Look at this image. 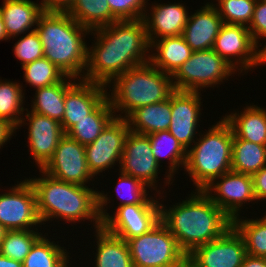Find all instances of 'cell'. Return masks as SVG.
Here are the masks:
<instances>
[{"mask_svg":"<svg viewBox=\"0 0 266 267\" xmlns=\"http://www.w3.org/2000/svg\"><path fill=\"white\" fill-rule=\"evenodd\" d=\"M246 255L243 237L232 226L221 237L187 256L194 267H240Z\"/></svg>","mask_w":266,"mask_h":267,"instance_id":"cell-16","label":"cell"},{"mask_svg":"<svg viewBox=\"0 0 266 267\" xmlns=\"http://www.w3.org/2000/svg\"><path fill=\"white\" fill-rule=\"evenodd\" d=\"M3 40L7 41L10 39L8 38L6 29H5V25H4V21H3V17H2L1 11H0V41H3Z\"/></svg>","mask_w":266,"mask_h":267,"instance_id":"cell-47","label":"cell"},{"mask_svg":"<svg viewBox=\"0 0 266 267\" xmlns=\"http://www.w3.org/2000/svg\"><path fill=\"white\" fill-rule=\"evenodd\" d=\"M244 218V216L234 218L232 226L243 237L246 254L266 257V217Z\"/></svg>","mask_w":266,"mask_h":267,"instance_id":"cell-33","label":"cell"},{"mask_svg":"<svg viewBox=\"0 0 266 267\" xmlns=\"http://www.w3.org/2000/svg\"><path fill=\"white\" fill-rule=\"evenodd\" d=\"M160 167L162 165L158 164L153 155L149 137L129 131L125 139L119 172L141 180L151 192L155 190V193L161 194L162 190L157 188Z\"/></svg>","mask_w":266,"mask_h":267,"instance_id":"cell-15","label":"cell"},{"mask_svg":"<svg viewBox=\"0 0 266 267\" xmlns=\"http://www.w3.org/2000/svg\"><path fill=\"white\" fill-rule=\"evenodd\" d=\"M266 165V145L256 144L233 135L232 164L234 172L253 175Z\"/></svg>","mask_w":266,"mask_h":267,"instance_id":"cell-32","label":"cell"},{"mask_svg":"<svg viewBox=\"0 0 266 267\" xmlns=\"http://www.w3.org/2000/svg\"><path fill=\"white\" fill-rule=\"evenodd\" d=\"M24 81L34 89L61 82L66 75L45 57L37 59L23 67Z\"/></svg>","mask_w":266,"mask_h":267,"instance_id":"cell-37","label":"cell"},{"mask_svg":"<svg viewBox=\"0 0 266 267\" xmlns=\"http://www.w3.org/2000/svg\"><path fill=\"white\" fill-rule=\"evenodd\" d=\"M119 173V179L118 182H116L117 184L114 188L115 192H117L115 195L120 200V203L117 207H120L122 205L133 204H160L159 200L165 196L164 187L162 189L163 193L158 195L156 193H153V197L149 194L150 188L146 186L141 180L136 179L135 177H132L130 175L124 174L122 172Z\"/></svg>","mask_w":266,"mask_h":267,"instance_id":"cell-34","label":"cell"},{"mask_svg":"<svg viewBox=\"0 0 266 267\" xmlns=\"http://www.w3.org/2000/svg\"><path fill=\"white\" fill-rule=\"evenodd\" d=\"M202 191L231 220L240 216L244 204L257 201L252 176L232 170L215 178Z\"/></svg>","mask_w":266,"mask_h":267,"instance_id":"cell-14","label":"cell"},{"mask_svg":"<svg viewBox=\"0 0 266 267\" xmlns=\"http://www.w3.org/2000/svg\"><path fill=\"white\" fill-rule=\"evenodd\" d=\"M149 51V62L171 76L193 52L182 35L154 40L150 43Z\"/></svg>","mask_w":266,"mask_h":267,"instance_id":"cell-23","label":"cell"},{"mask_svg":"<svg viewBox=\"0 0 266 267\" xmlns=\"http://www.w3.org/2000/svg\"><path fill=\"white\" fill-rule=\"evenodd\" d=\"M243 108L240 113L238 110H233L232 113H225L223 116L230 124L234 136L238 139L266 145V109L258 107L254 103Z\"/></svg>","mask_w":266,"mask_h":267,"instance_id":"cell-24","label":"cell"},{"mask_svg":"<svg viewBox=\"0 0 266 267\" xmlns=\"http://www.w3.org/2000/svg\"><path fill=\"white\" fill-rule=\"evenodd\" d=\"M256 0H225L217 7L223 23L248 27L255 8Z\"/></svg>","mask_w":266,"mask_h":267,"instance_id":"cell-38","label":"cell"},{"mask_svg":"<svg viewBox=\"0 0 266 267\" xmlns=\"http://www.w3.org/2000/svg\"><path fill=\"white\" fill-rule=\"evenodd\" d=\"M248 29L253 41L260 48L262 43L259 42L264 39L266 40V0H256L253 16ZM261 50L266 54V42L264 46L261 47Z\"/></svg>","mask_w":266,"mask_h":267,"instance_id":"cell-41","label":"cell"},{"mask_svg":"<svg viewBox=\"0 0 266 267\" xmlns=\"http://www.w3.org/2000/svg\"><path fill=\"white\" fill-rule=\"evenodd\" d=\"M16 127L11 124L8 120L0 117V149L6 142H9L12 136L16 134Z\"/></svg>","mask_w":266,"mask_h":267,"instance_id":"cell-44","label":"cell"},{"mask_svg":"<svg viewBox=\"0 0 266 267\" xmlns=\"http://www.w3.org/2000/svg\"><path fill=\"white\" fill-rule=\"evenodd\" d=\"M82 80L108 86L130 68L149 62L150 44L143 19L118 20L92 30ZM147 53V54H146Z\"/></svg>","mask_w":266,"mask_h":267,"instance_id":"cell-1","label":"cell"},{"mask_svg":"<svg viewBox=\"0 0 266 267\" xmlns=\"http://www.w3.org/2000/svg\"><path fill=\"white\" fill-rule=\"evenodd\" d=\"M115 117L113 107L107 97L86 118L75 123L66 134L82 145L92 143Z\"/></svg>","mask_w":266,"mask_h":267,"instance_id":"cell-29","label":"cell"},{"mask_svg":"<svg viewBox=\"0 0 266 267\" xmlns=\"http://www.w3.org/2000/svg\"><path fill=\"white\" fill-rule=\"evenodd\" d=\"M37 230H6L0 245V254L24 262L34 243L43 235ZM39 232V233H38Z\"/></svg>","mask_w":266,"mask_h":267,"instance_id":"cell-36","label":"cell"},{"mask_svg":"<svg viewBox=\"0 0 266 267\" xmlns=\"http://www.w3.org/2000/svg\"><path fill=\"white\" fill-rule=\"evenodd\" d=\"M195 11L188 16L182 36L193 52L213 49L222 18L216 7L207 4Z\"/></svg>","mask_w":266,"mask_h":267,"instance_id":"cell-21","label":"cell"},{"mask_svg":"<svg viewBox=\"0 0 266 267\" xmlns=\"http://www.w3.org/2000/svg\"><path fill=\"white\" fill-rule=\"evenodd\" d=\"M48 175L64 182L87 186L94 181L88 169L85 145L69 137L66 133L61 137L53 156L41 168ZM89 182V183H88Z\"/></svg>","mask_w":266,"mask_h":267,"instance_id":"cell-13","label":"cell"},{"mask_svg":"<svg viewBox=\"0 0 266 267\" xmlns=\"http://www.w3.org/2000/svg\"><path fill=\"white\" fill-rule=\"evenodd\" d=\"M44 57L66 76L82 80L87 65L86 35L91 31L79 25L67 12H43L35 28Z\"/></svg>","mask_w":266,"mask_h":267,"instance_id":"cell-4","label":"cell"},{"mask_svg":"<svg viewBox=\"0 0 266 267\" xmlns=\"http://www.w3.org/2000/svg\"><path fill=\"white\" fill-rule=\"evenodd\" d=\"M180 267H194L188 260Z\"/></svg>","mask_w":266,"mask_h":267,"instance_id":"cell-50","label":"cell"},{"mask_svg":"<svg viewBox=\"0 0 266 267\" xmlns=\"http://www.w3.org/2000/svg\"><path fill=\"white\" fill-rule=\"evenodd\" d=\"M129 131L126 118L115 116L92 143L85 145L88 169L96 179L105 170L120 166Z\"/></svg>","mask_w":266,"mask_h":267,"instance_id":"cell-12","label":"cell"},{"mask_svg":"<svg viewBox=\"0 0 266 267\" xmlns=\"http://www.w3.org/2000/svg\"><path fill=\"white\" fill-rule=\"evenodd\" d=\"M96 253H93V267H134L128 243L103 227L96 229Z\"/></svg>","mask_w":266,"mask_h":267,"instance_id":"cell-26","label":"cell"},{"mask_svg":"<svg viewBox=\"0 0 266 267\" xmlns=\"http://www.w3.org/2000/svg\"><path fill=\"white\" fill-rule=\"evenodd\" d=\"M254 193L258 201H266V165L257 173L252 175Z\"/></svg>","mask_w":266,"mask_h":267,"instance_id":"cell-42","label":"cell"},{"mask_svg":"<svg viewBox=\"0 0 266 267\" xmlns=\"http://www.w3.org/2000/svg\"><path fill=\"white\" fill-rule=\"evenodd\" d=\"M237 71L213 49L192 52L172 75L174 90L201 92L206 88L219 87ZM224 80V81H223Z\"/></svg>","mask_w":266,"mask_h":267,"instance_id":"cell-7","label":"cell"},{"mask_svg":"<svg viewBox=\"0 0 266 267\" xmlns=\"http://www.w3.org/2000/svg\"><path fill=\"white\" fill-rule=\"evenodd\" d=\"M39 2V0H37ZM41 6L45 12H67L74 0H41Z\"/></svg>","mask_w":266,"mask_h":267,"instance_id":"cell-43","label":"cell"},{"mask_svg":"<svg viewBox=\"0 0 266 267\" xmlns=\"http://www.w3.org/2000/svg\"><path fill=\"white\" fill-rule=\"evenodd\" d=\"M218 3H214V1L212 2H207L206 4L207 5H210V6H213V7H217L222 1H225V0H216Z\"/></svg>","mask_w":266,"mask_h":267,"instance_id":"cell-49","label":"cell"},{"mask_svg":"<svg viewBox=\"0 0 266 267\" xmlns=\"http://www.w3.org/2000/svg\"><path fill=\"white\" fill-rule=\"evenodd\" d=\"M126 120L131 132L142 135L168 130L171 122V95L165 101L138 107Z\"/></svg>","mask_w":266,"mask_h":267,"instance_id":"cell-25","label":"cell"},{"mask_svg":"<svg viewBox=\"0 0 266 267\" xmlns=\"http://www.w3.org/2000/svg\"><path fill=\"white\" fill-rule=\"evenodd\" d=\"M67 13L90 31L118 21L111 13L108 0H74Z\"/></svg>","mask_w":266,"mask_h":267,"instance_id":"cell-30","label":"cell"},{"mask_svg":"<svg viewBox=\"0 0 266 267\" xmlns=\"http://www.w3.org/2000/svg\"><path fill=\"white\" fill-rule=\"evenodd\" d=\"M146 7L143 21L149 44L163 37L180 36L186 26L189 11L183 3H152ZM150 10H149V9Z\"/></svg>","mask_w":266,"mask_h":267,"instance_id":"cell-19","label":"cell"},{"mask_svg":"<svg viewBox=\"0 0 266 267\" xmlns=\"http://www.w3.org/2000/svg\"><path fill=\"white\" fill-rule=\"evenodd\" d=\"M0 11L10 40L34 31L44 12L41 3L31 0H3Z\"/></svg>","mask_w":266,"mask_h":267,"instance_id":"cell-22","label":"cell"},{"mask_svg":"<svg viewBox=\"0 0 266 267\" xmlns=\"http://www.w3.org/2000/svg\"><path fill=\"white\" fill-rule=\"evenodd\" d=\"M12 50L21 67L44 57L43 46L36 30L23 34Z\"/></svg>","mask_w":266,"mask_h":267,"instance_id":"cell-39","label":"cell"},{"mask_svg":"<svg viewBox=\"0 0 266 267\" xmlns=\"http://www.w3.org/2000/svg\"><path fill=\"white\" fill-rule=\"evenodd\" d=\"M21 83L0 78V117L8 120L16 128L25 113V89Z\"/></svg>","mask_w":266,"mask_h":267,"instance_id":"cell-35","label":"cell"},{"mask_svg":"<svg viewBox=\"0 0 266 267\" xmlns=\"http://www.w3.org/2000/svg\"><path fill=\"white\" fill-rule=\"evenodd\" d=\"M107 88L115 116L121 118H126L138 107L165 101L174 91L172 76L150 62L130 68L117 76Z\"/></svg>","mask_w":266,"mask_h":267,"instance_id":"cell-5","label":"cell"},{"mask_svg":"<svg viewBox=\"0 0 266 267\" xmlns=\"http://www.w3.org/2000/svg\"><path fill=\"white\" fill-rule=\"evenodd\" d=\"M77 81L75 78L66 76L59 83L34 89L35 95L30 103L32 104L30 111L61 123L65 112V94Z\"/></svg>","mask_w":266,"mask_h":267,"instance_id":"cell-28","label":"cell"},{"mask_svg":"<svg viewBox=\"0 0 266 267\" xmlns=\"http://www.w3.org/2000/svg\"><path fill=\"white\" fill-rule=\"evenodd\" d=\"M5 232H6V229L0 224V245H1V241L3 240Z\"/></svg>","mask_w":266,"mask_h":267,"instance_id":"cell-48","label":"cell"},{"mask_svg":"<svg viewBox=\"0 0 266 267\" xmlns=\"http://www.w3.org/2000/svg\"><path fill=\"white\" fill-rule=\"evenodd\" d=\"M240 267H266V257L246 254Z\"/></svg>","mask_w":266,"mask_h":267,"instance_id":"cell-45","label":"cell"},{"mask_svg":"<svg viewBox=\"0 0 266 267\" xmlns=\"http://www.w3.org/2000/svg\"><path fill=\"white\" fill-rule=\"evenodd\" d=\"M213 50L241 76L266 63V54L255 44L248 27L243 25L223 23Z\"/></svg>","mask_w":266,"mask_h":267,"instance_id":"cell-10","label":"cell"},{"mask_svg":"<svg viewBox=\"0 0 266 267\" xmlns=\"http://www.w3.org/2000/svg\"><path fill=\"white\" fill-rule=\"evenodd\" d=\"M107 194L98 191V210L102 227L126 242L148 232L160 221V204L122 205L116 207V211L110 215L107 206H111L110 199L113 197H108Z\"/></svg>","mask_w":266,"mask_h":267,"instance_id":"cell-9","label":"cell"},{"mask_svg":"<svg viewBox=\"0 0 266 267\" xmlns=\"http://www.w3.org/2000/svg\"><path fill=\"white\" fill-rule=\"evenodd\" d=\"M107 90L102 84L78 80L65 94L63 132L92 113L107 98Z\"/></svg>","mask_w":266,"mask_h":267,"instance_id":"cell-20","label":"cell"},{"mask_svg":"<svg viewBox=\"0 0 266 267\" xmlns=\"http://www.w3.org/2000/svg\"><path fill=\"white\" fill-rule=\"evenodd\" d=\"M201 92L174 90L171 93V122L169 132L188 150L196 141L201 121ZM196 137V138H195Z\"/></svg>","mask_w":266,"mask_h":267,"instance_id":"cell-17","label":"cell"},{"mask_svg":"<svg viewBox=\"0 0 266 267\" xmlns=\"http://www.w3.org/2000/svg\"><path fill=\"white\" fill-rule=\"evenodd\" d=\"M47 234V235H46ZM48 233L42 235L25 257L23 267H70L71 255L59 241H51ZM69 254V255H68Z\"/></svg>","mask_w":266,"mask_h":267,"instance_id":"cell-31","label":"cell"},{"mask_svg":"<svg viewBox=\"0 0 266 267\" xmlns=\"http://www.w3.org/2000/svg\"><path fill=\"white\" fill-rule=\"evenodd\" d=\"M39 172L40 177H29L28 180L35 191L37 211L42 225L56 218L55 222L62 219L71 225L75 222L82 223L84 219L83 222H93L95 230L102 227L97 188L58 180L41 169Z\"/></svg>","mask_w":266,"mask_h":267,"instance_id":"cell-3","label":"cell"},{"mask_svg":"<svg viewBox=\"0 0 266 267\" xmlns=\"http://www.w3.org/2000/svg\"><path fill=\"white\" fill-rule=\"evenodd\" d=\"M151 142L153 155L158 164L163 163L162 159L167 157L169 164L168 171L165 172L164 185H174V176L177 170L185 167L187 160V150L178 142V140L169 132V130L158 131L147 135ZM172 181V182H171Z\"/></svg>","mask_w":266,"mask_h":267,"instance_id":"cell-27","label":"cell"},{"mask_svg":"<svg viewBox=\"0 0 266 267\" xmlns=\"http://www.w3.org/2000/svg\"><path fill=\"white\" fill-rule=\"evenodd\" d=\"M8 191L0 194V224L6 230H38L42 227L35 191L28 178L17 181Z\"/></svg>","mask_w":266,"mask_h":267,"instance_id":"cell-11","label":"cell"},{"mask_svg":"<svg viewBox=\"0 0 266 267\" xmlns=\"http://www.w3.org/2000/svg\"><path fill=\"white\" fill-rule=\"evenodd\" d=\"M21 122L16 129L28 126V141L30 155L35 161V166L41 169L53 156L56 147L65 134L61 123L48 116L40 115L25 109ZM26 117H25V116ZM26 119H25V118ZM28 121V123H27Z\"/></svg>","mask_w":266,"mask_h":267,"instance_id":"cell-18","label":"cell"},{"mask_svg":"<svg viewBox=\"0 0 266 267\" xmlns=\"http://www.w3.org/2000/svg\"><path fill=\"white\" fill-rule=\"evenodd\" d=\"M194 194H193V193ZM167 208L160 201V220L188 256L197 247L221 237L232 220L202 190Z\"/></svg>","mask_w":266,"mask_h":267,"instance_id":"cell-2","label":"cell"},{"mask_svg":"<svg viewBox=\"0 0 266 267\" xmlns=\"http://www.w3.org/2000/svg\"><path fill=\"white\" fill-rule=\"evenodd\" d=\"M127 243L134 267H180L187 261V255L161 220Z\"/></svg>","mask_w":266,"mask_h":267,"instance_id":"cell-8","label":"cell"},{"mask_svg":"<svg viewBox=\"0 0 266 267\" xmlns=\"http://www.w3.org/2000/svg\"><path fill=\"white\" fill-rule=\"evenodd\" d=\"M199 134L187 150L184 167L195 185V190H203L215 178L231 171L233 131L223 118ZM205 133V134H204Z\"/></svg>","mask_w":266,"mask_h":267,"instance_id":"cell-6","label":"cell"},{"mask_svg":"<svg viewBox=\"0 0 266 267\" xmlns=\"http://www.w3.org/2000/svg\"><path fill=\"white\" fill-rule=\"evenodd\" d=\"M0 267H23V263L0 254Z\"/></svg>","mask_w":266,"mask_h":267,"instance_id":"cell-46","label":"cell"},{"mask_svg":"<svg viewBox=\"0 0 266 267\" xmlns=\"http://www.w3.org/2000/svg\"><path fill=\"white\" fill-rule=\"evenodd\" d=\"M149 0H108L111 13L118 20L143 19Z\"/></svg>","mask_w":266,"mask_h":267,"instance_id":"cell-40","label":"cell"}]
</instances>
